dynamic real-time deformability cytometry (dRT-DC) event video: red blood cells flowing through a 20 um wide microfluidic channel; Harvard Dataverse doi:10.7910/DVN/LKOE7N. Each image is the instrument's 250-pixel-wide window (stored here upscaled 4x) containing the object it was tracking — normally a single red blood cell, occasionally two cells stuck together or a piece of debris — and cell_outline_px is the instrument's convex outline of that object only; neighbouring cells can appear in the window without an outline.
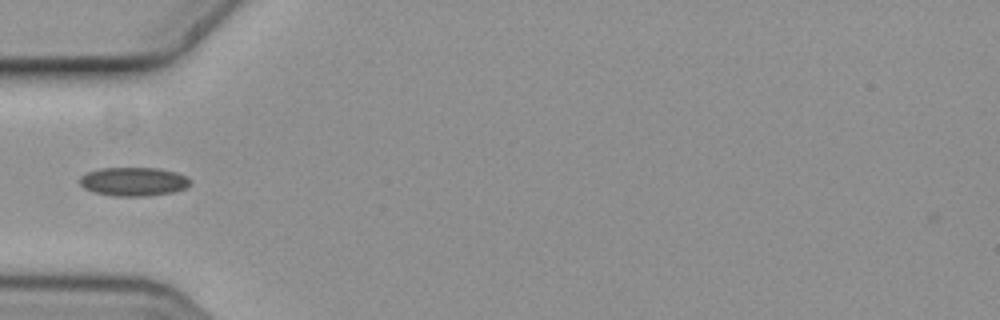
{"species": "common noctule bat (a hibernating species)", "species_latin": "Nyctalus noctula", "temperature_condition": "cold", "stored_images_in_passage": 5, "camera_frame_rate_fps": 3000, "um_per_image_px": 0.085, "animal": {"sex": "female", "body_mass_g": 19.3, "forearm_length_mm": 54.1}, "frame": {"image": 1, "passage_image": 5, "time_ms": 1.333, "image_size_px": [1000, 320], "cell_outline_px": [[192, 184], [184, 188], [172, 192], [144, 196], [112, 196], [92, 192], [84, 188], [80, 184], [80, 176], [88, 172], [100, 168], [160, 168], [176, 172], [188, 176], [192, 180]], "centroid_in_image_um": [11.37, 15.43], "position_along_channel_um": 73.6, "area_um2": 18.67}}